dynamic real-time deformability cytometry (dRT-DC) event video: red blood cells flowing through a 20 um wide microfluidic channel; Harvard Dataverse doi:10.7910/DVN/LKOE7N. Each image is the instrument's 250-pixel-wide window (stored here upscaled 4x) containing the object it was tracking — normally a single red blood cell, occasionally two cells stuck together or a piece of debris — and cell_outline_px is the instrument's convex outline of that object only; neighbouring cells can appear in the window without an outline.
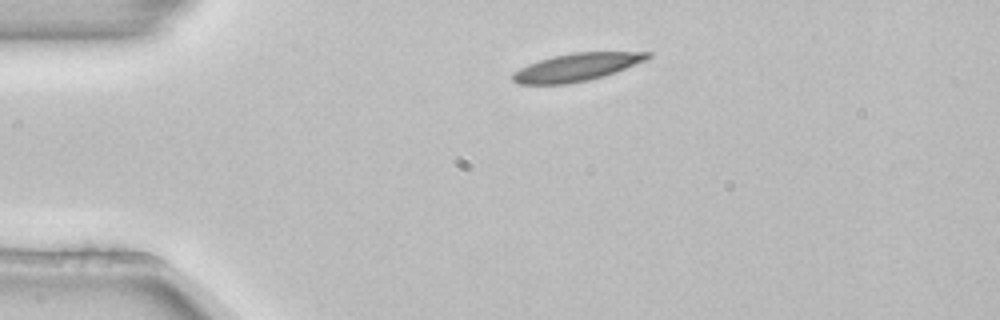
{"species": "common noctule bat (a hibernating species)", "species_latin": "Nyctalus noctula", "temperature_condition": "room temperature", "stored_images_in_passage": 2, "camera_frame_rate_fps": 3000, "um_per_image_px": 0.085, "animal": {"sex": "female", "body_mass_g": 22.7, "forearm_length_mm": 54.2}, "frame": {"image": 1, "passage_image": 1, "time_ms": 0.0, "image_size_px": [1000, 320], "cell_outline_px": [[652, 56], [644, 60], [616, 72], [604, 76], [588, 80], [568, 84], [516, 84], [512, 80], [512, 72], [528, 64], [552, 56], [572, 52], [652, 52]], "centroid_in_image_um": [48.98, 5.71], "position_along_channel_um": 36.0, "area_um2": 21.79}}